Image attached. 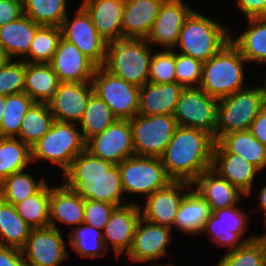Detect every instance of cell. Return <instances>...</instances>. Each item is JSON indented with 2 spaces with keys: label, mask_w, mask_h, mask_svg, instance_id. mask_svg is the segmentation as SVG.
<instances>
[{
  "label": "cell",
  "mask_w": 266,
  "mask_h": 266,
  "mask_svg": "<svg viewBox=\"0 0 266 266\" xmlns=\"http://www.w3.org/2000/svg\"><path fill=\"white\" fill-rule=\"evenodd\" d=\"M25 61L7 60L0 67V95L24 92Z\"/></svg>",
  "instance_id": "f6af8a7d"
},
{
  "label": "cell",
  "mask_w": 266,
  "mask_h": 266,
  "mask_svg": "<svg viewBox=\"0 0 266 266\" xmlns=\"http://www.w3.org/2000/svg\"><path fill=\"white\" fill-rule=\"evenodd\" d=\"M92 23L107 42L122 39V18L125 0H81Z\"/></svg>",
  "instance_id": "7402d4cb"
},
{
  "label": "cell",
  "mask_w": 266,
  "mask_h": 266,
  "mask_svg": "<svg viewBox=\"0 0 266 266\" xmlns=\"http://www.w3.org/2000/svg\"><path fill=\"white\" fill-rule=\"evenodd\" d=\"M231 32L228 26L194 9L184 21L174 51L206 62L230 42Z\"/></svg>",
  "instance_id": "277c9868"
},
{
  "label": "cell",
  "mask_w": 266,
  "mask_h": 266,
  "mask_svg": "<svg viewBox=\"0 0 266 266\" xmlns=\"http://www.w3.org/2000/svg\"><path fill=\"white\" fill-rule=\"evenodd\" d=\"M54 121L48 104L34 102L24 115L16 138L31 148L49 131Z\"/></svg>",
  "instance_id": "836d02e7"
},
{
  "label": "cell",
  "mask_w": 266,
  "mask_h": 266,
  "mask_svg": "<svg viewBox=\"0 0 266 266\" xmlns=\"http://www.w3.org/2000/svg\"><path fill=\"white\" fill-rule=\"evenodd\" d=\"M264 214V221H263V226L265 227V231H263L260 235L256 234L254 235V240L260 241V242H266V212H262Z\"/></svg>",
  "instance_id": "db71d44e"
},
{
  "label": "cell",
  "mask_w": 266,
  "mask_h": 266,
  "mask_svg": "<svg viewBox=\"0 0 266 266\" xmlns=\"http://www.w3.org/2000/svg\"><path fill=\"white\" fill-rule=\"evenodd\" d=\"M153 51L146 39L122 38L109 42L102 67L114 76L142 87L148 82Z\"/></svg>",
  "instance_id": "5b68a950"
},
{
  "label": "cell",
  "mask_w": 266,
  "mask_h": 266,
  "mask_svg": "<svg viewBox=\"0 0 266 266\" xmlns=\"http://www.w3.org/2000/svg\"><path fill=\"white\" fill-rule=\"evenodd\" d=\"M31 148L18 138L0 137V182L31 166Z\"/></svg>",
  "instance_id": "e575fe53"
},
{
  "label": "cell",
  "mask_w": 266,
  "mask_h": 266,
  "mask_svg": "<svg viewBox=\"0 0 266 266\" xmlns=\"http://www.w3.org/2000/svg\"><path fill=\"white\" fill-rule=\"evenodd\" d=\"M0 266H26L22 251L0 245Z\"/></svg>",
  "instance_id": "f907efd6"
},
{
  "label": "cell",
  "mask_w": 266,
  "mask_h": 266,
  "mask_svg": "<svg viewBox=\"0 0 266 266\" xmlns=\"http://www.w3.org/2000/svg\"><path fill=\"white\" fill-rule=\"evenodd\" d=\"M31 230L16 212L15 206L0 198V245L21 250Z\"/></svg>",
  "instance_id": "d6a6232c"
},
{
  "label": "cell",
  "mask_w": 266,
  "mask_h": 266,
  "mask_svg": "<svg viewBox=\"0 0 266 266\" xmlns=\"http://www.w3.org/2000/svg\"><path fill=\"white\" fill-rule=\"evenodd\" d=\"M94 93L118 119H131L138 114L139 87L116 77L102 66L96 67L91 80Z\"/></svg>",
  "instance_id": "8fae6325"
},
{
  "label": "cell",
  "mask_w": 266,
  "mask_h": 266,
  "mask_svg": "<svg viewBox=\"0 0 266 266\" xmlns=\"http://www.w3.org/2000/svg\"><path fill=\"white\" fill-rule=\"evenodd\" d=\"M34 101L24 92L6 96L5 112L0 124V137L16 138L29 107Z\"/></svg>",
  "instance_id": "b9f144b4"
},
{
  "label": "cell",
  "mask_w": 266,
  "mask_h": 266,
  "mask_svg": "<svg viewBox=\"0 0 266 266\" xmlns=\"http://www.w3.org/2000/svg\"><path fill=\"white\" fill-rule=\"evenodd\" d=\"M116 205L90 199L84 200L83 223L103 231Z\"/></svg>",
  "instance_id": "7dc6e473"
},
{
  "label": "cell",
  "mask_w": 266,
  "mask_h": 266,
  "mask_svg": "<svg viewBox=\"0 0 266 266\" xmlns=\"http://www.w3.org/2000/svg\"><path fill=\"white\" fill-rule=\"evenodd\" d=\"M50 64L59 82L72 83L91 81L97 67L73 43L63 37L59 40Z\"/></svg>",
  "instance_id": "44dd1931"
},
{
  "label": "cell",
  "mask_w": 266,
  "mask_h": 266,
  "mask_svg": "<svg viewBox=\"0 0 266 266\" xmlns=\"http://www.w3.org/2000/svg\"><path fill=\"white\" fill-rule=\"evenodd\" d=\"M129 121L135 155L156 158L162 156L178 126L173 115L137 114Z\"/></svg>",
  "instance_id": "9c48e42d"
},
{
  "label": "cell",
  "mask_w": 266,
  "mask_h": 266,
  "mask_svg": "<svg viewBox=\"0 0 266 266\" xmlns=\"http://www.w3.org/2000/svg\"><path fill=\"white\" fill-rule=\"evenodd\" d=\"M5 101H6V96L0 95V124L3 119V114L5 112Z\"/></svg>",
  "instance_id": "11a10c76"
},
{
  "label": "cell",
  "mask_w": 266,
  "mask_h": 266,
  "mask_svg": "<svg viewBox=\"0 0 266 266\" xmlns=\"http://www.w3.org/2000/svg\"><path fill=\"white\" fill-rule=\"evenodd\" d=\"M78 127L76 123L54 121L49 131L31 147L32 164L46 160L60 167L63 174L86 149V141Z\"/></svg>",
  "instance_id": "52a82bcc"
},
{
  "label": "cell",
  "mask_w": 266,
  "mask_h": 266,
  "mask_svg": "<svg viewBox=\"0 0 266 266\" xmlns=\"http://www.w3.org/2000/svg\"><path fill=\"white\" fill-rule=\"evenodd\" d=\"M118 166L125 195L138 194L147 198L173 181L160 158L133 155Z\"/></svg>",
  "instance_id": "ba28073f"
},
{
  "label": "cell",
  "mask_w": 266,
  "mask_h": 266,
  "mask_svg": "<svg viewBox=\"0 0 266 266\" xmlns=\"http://www.w3.org/2000/svg\"><path fill=\"white\" fill-rule=\"evenodd\" d=\"M41 25L27 15L0 26V48L8 60H22L30 50L31 42Z\"/></svg>",
  "instance_id": "83f0119b"
},
{
  "label": "cell",
  "mask_w": 266,
  "mask_h": 266,
  "mask_svg": "<svg viewBox=\"0 0 266 266\" xmlns=\"http://www.w3.org/2000/svg\"><path fill=\"white\" fill-rule=\"evenodd\" d=\"M54 227L32 228L21 249L26 266H61L69 259L65 239Z\"/></svg>",
  "instance_id": "5bb4252c"
},
{
  "label": "cell",
  "mask_w": 266,
  "mask_h": 266,
  "mask_svg": "<svg viewBox=\"0 0 266 266\" xmlns=\"http://www.w3.org/2000/svg\"><path fill=\"white\" fill-rule=\"evenodd\" d=\"M93 93L91 81L60 82L54 99L48 104L54 120L79 124Z\"/></svg>",
  "instance_id": "ffe728a7"
},
{
  "label": "cell",
  "mask_w": 266,
  "mask_h": 266,
  "mask_svg": "<svg viewBox=\"0 0 266 266\" xmlns=\"http://www.w3.org/2000/svg\"><path fill=\"white\" fill-rule=\"evenodd\" d=\"M46 179L37 182L26 169L15 172L0 182V198L10 204H17L38 193L46 184Z\"/></svg>",
  "instance_id": "d590c367"
},
{
  "label": "cell",
  "mask_w": 266,
  "mask_h": 266,
  "mask_svg": "<svg viewBox=\"0 0 266 266\" xmlns=\"http://www.w3.org/2000/svg\"><path fill=\"white\" fill-rule=\"evenodd\" d=\"M184 88L177 82L162 84L147 82L139 87L138 114L173 115Z\"/></svg>",
  "instance_id": "d4e9b609"
},
{
  "label": "cell",
  "mask_w": 266,
  "mask_h": 266,
  "mask_svg": "<svg viewBox=\"0 0 266 266\" xmlns=\"http://www.w3.org/2000/svg\"><path fill=\"white\" fill-rule=\"evenodd\" d=\"M84 221V199L64 183L50 187L49 226L61 231L59 223L73 228Z\"/></svg>",
  "instance_id": "603a6c76"
},
{
  "label": "cell",
  "mask_w": 266,
  "mask_h": 266,
  "mask_svg": "<svg viewBox=\"0 0 266 266\" xmlns=\"http://www.w3.org/2000/svg\"><path fill=\"white\" fill-rule=\"evenodd\" d=\"M117 119L109 106L93 93L88 100L84 115L78 126L84 140L87 141L92 136L103 132Z\"/></svg>",
  "instance_id": "74e56055"
},
{
  "label": "cell",
  "mask_w": 266,
  "mask_h": 266,
  "mask_svg": "<svg viewBox=\"0 0 266 266\" xmlns=\"http://www.w3.org/2000/svg\"><path fill=\"white\" fill-rule=\"evenodd\" d=\"M148 82L156 84L176 82L174 50L153 51Z\"/></svg>",
  "instance_id": "ee69618b"
},
{
  "label": "cell",
  "mask_w": 266,
  "mask_h": 266,
  "mask_svg": "<svg viewBox=\"0 0 266 266\" xmlns=\"http://www.w3.org/2000/svg\"><path fill=\"white\" fill-rule=\"evenodd\" d=\"M171 228L139 219L130 250L126 254L132 263H147L161 259L172 244ZM172 235V236H171Z\"/></svg>",
  "instance_id": "e0dca14e"
},
{
  "label": "cell",
  "mask_w": 266,
  "mask_h": 266,
  "mask_svg": "<svg viewBox=\"0 0 266 266\" xmlns=\"http://www.w3.org/2000/svg\"><path fill=\"white\" fill-rule=\"evenodd\" d=\"M140 218V203L134 201L118 206L112 212L102 233L106 249L111 251L110 247H112V252L117 259L130 250Z\"/></svg>",
  "instance_id": "d6986e66"
},
{
  "label": "cell",
  "mask_w": 266,
  "mask_h": 266,
  "mask_svg": "<svg viewBox=\"0 0 266 266\" xmlns=\"http://www.w3.org/2000/svg\"><path fill=\"white\" fill-rule=\"evenodd\" d=\"M246 22L248 23L244 32L236 37L231 33L230 41L250 65H266V17L248 18Z\"/></svg>",
  "instance_id": "1f68e13d"
},
{
  "label": "cell",
  "mask_w": 266,
  "mask_h": 266,
  "mask_svg": "<svg viewBox=\"0 0 266 266\" xmlns=\"http://www.w3.org/2000/svg\"><path fill=\"white\" fill-rule=\"evenodd\" d=\"M258 193V208L261 210V213L262 211L266 212V183L261 187V189H259Z\"/></svg>",
  "instance_id": "f5cc1de1"
},
{
  "label": "cell",
  "mask_w": 266,
  "mask_h": 266,
  "mask_svg": "<svg viewBox=\"0 0 266 266\" xmlns=\"http://www.w3.org/2000/svg\"><path fill=\"white\" fill-rule=\"evenodd\" d=\"M59 83L50 63L25 62L24 93L34 102L49 104Z\"/></svg>",
  "instance_id": "4dcf8cb0"
},
{
  "label": "cell",
  "mask_w": 266,
  "mask_h": 266,
  "mask_svg": "<svg viewBox=\"0 0 266 266\" xmlns=\"http://www.w3.org/2000/svg\"><path fill=\"white\" fill-rule=\"evenodd\" d=\"M86 150L92 155L118 165L135 155L130 121L117 119L103 132L86 141Z\"/></svg>",
  "instance_id": "9a60e30c"
},
{
  "label": "cell",
  "mask_w": 266,
  "mask_h": 266,
  "mask_svg": "<svg viewBox=\"0 0 266 266\" xmlns=\"http://www.w3.org/2000/svg\"><path fill=\"white\" fill-rule=\"evenodd\" d=\"M214 137L203 130L177 126L164 153L162 165L173 181L193 183L212 168Z\"/></svg>",
  "instance_id": "7a4b0ae2"
},
{
  "label": "cell",
  "mask_w": 266,
  "mask_h": 266,
  "mask_svg": "<svg viewBox=\"0 0 266 266\" xmlns=\"http://www.w3.org/2000/svg\"><path fill=\"white\" fill-rule=\"evenodd\" d=\"M192 187L208 203L211 212L239 205L240 199L247 198L243 192L231 185L212 168L204 171L192 183Z\"/></svg>",
  "instance_id": "cb8c5ba5"
},
{
  "label": "cell",
  "mask_w": 266,
  "mask_h": 266,
  "mask_svg": "<svg viewBox=\"0 0 266 266\" xmlns=\"http://www.w3.org/2000/svg\"><path fill=\"white\" fill-rule=\"evenodd\" d=\"M63 183L82 199L122 206L128 204L123 193L119 166L92 155L78 154L62 174ZM125 202V203H124Z\"/></svg>",
  "instance_id": "6da1fadb"
},
{
  "label": "cell",
  "mask_w": 266,
  "mask_h": 266,
  "mask_svg": "<svg viewBox=\"0 0 266 266\" xmlns=\"http://www.w3.org/2000/svg\"><path fill=\"white\" fill-rule=\"evenodd\" d=\"M266 79V78H265ZM266 104V80L263 85L246 87L218 100L214 139L250 129L260 109Z\"/></svg>",
  "instance_id": "8992f818"
},
{
  "label": "cell",
  "mask_w": 266,
  "mask_h": 266,
  "mask_svg": "<svg viewBox=\"0 0 266 266\" xmlns=\"http://www.w3.org/2000/svg\"><path fill=\"white\" fill-rule=\"evenodd\" d=\"M241 207L236 205L213 211L206 220L201 234L210 237V241L221 249L225 247L226 252L254 240L253 234L244 237L249 228L250 218Z\"/></svg>",
  "instance_id": "30bf717a"
},
{
  "label": "cell",
  "mask_w": 266,
  "mask_h": 266,
  "mask_svg": "<svg viewBox=\"0 0 266 266\" xmlns=\"http://www.w3.org/2000/svg\"><path fill=\"white\" fill-rule=\"evenodd\" d=\"M7 57L5 56L3 50L0 48V67L7 61Z\"/></svg>",
  "instance_id": "9f6ffc18"
},
{
  "label": "cell",
  "mask_w": 266,
  "mask_h": 266,
  "mask_svg": "<svg viewBox=\"0 0 266 266\" xmlns=\"http://www.w3.org/2000/svg\"><path fill=\"white\" fill-rule=\"evenodd\" d=\"M203 62L175 51L176 82L183 87H199Z\"/></svg>",
  "instance_id": "bcb514c9"
},
{
  "label": "cell",
  "mask_w": 266,
  "mask_h": 266,
  "mask_svg": "<svg viewBox=\"0 0 266 266\" xmlns=\"http://www.w3.org/2000/svg\"><path fill=\"white\" fill-rule=\"evenodd\" d=\"M208 203L192 187L181 201L174 220V228L183 235L199 236L211 214Z\"/></svg>",
  "instance_id": "f546056e"
},
{
  "label": "cell",
  "mask_w": 266,
  "mask_h": 266,
  "mask_svg": "<svg viewBox=\"0 0 266 266\" xmlns=\"http://www.w3.org/2000/svg\"><path fill=\"white\" fill-rule=\"evenodd\" d=\"M218 99L200 87L182 90L173 117L178 126L200 129L214 137Z\"/></svg>",
  "instance_id": "7c38bea8"
},
{
  "label": "cell",
  "mask_w": 266,
  "mask_h": 266,
  "mask_svg": "<svg viewBox=\"0 0 266 266\" xmlns=\"http://www.w3.org/2000/svg\"><path fill=\"white\" fill-rule=\"evenodd\" d=\"M10 2L16 3L20 5L21 7H25L27 0H9Z\"/></svg>",
  "instance_id": "6f0895ef"
},
{
  "label": "cell",
  "mask_w": 266,
  "mask_h": 266,
  "mask_svg": "<svg viewBox=\"0 0 266 266\" xmlns=\"http://www.w3.org/2000/svg\"><path fill=\"white\" fill-rule=\"evenodd\" d=\"M68 0H27L24 14L41 26L61 27L68 15Z\"/></svg>",
  "instance_id": "ab89813d"
},
{
  "label": "cell",
  "mask_w": 266,
  "mask_h": 266,
  "mask_svg": "<svg viewBox=\"0 0 266 266\" xmlns=\"http://www.w3.org/2000/svg\"><path fill=\"white\" fill-rule=\"evenodd\" d=\"M24 15V8L9 0H0V26L15 21Z\"/></svg>",
  "instance_id": "681fc988"
},
{
  "label": "cell",
  "mask_w": 266,
  "mask_h": 266,
  "mask_svg": "<svg viewBox=\"0 0 266 266\" xmlns=\"http://www.w3.org/2000/svg\"><path fill=\"white\" fill-rule=\"evenodd\" d=\"M61 37V27L41 26L31 42L29 53L22 60L29 63H51Z\"/></svg>",
  "instance_id": "60d3db41"
},
{
  "label": "cell",
  "mask_w": 266,
  "mask_h": 266,
  "mask_svg": "<svg viewBox=\"0 0 266 266\" xmlns=\"http://www.w3.org/2000/svg\"><path fill=\"white\" fill-rule=\"evenodd\" d=\"M212 169L246 197L254 193L253 184L260 171L241 156L233 153H213Z\"/></svg>",
  "instance_id": "4316f807"
},
{
  "label": "cell",
  "mask_w": 266,
  "mask_h": 266,
  "mask_svg": "<svg viewBox=\"0 0 266 266\" xmlns=\"http://www.w3.org/2000/svg\"><path fill=\"white\" fill-rule=\"evenodd\" d=\"M246 19L266 17V0H235Z\"/></svg>",
  "instance_id": "c3c4849f"
},
{
  "label": "cell",
  "mask_w": 266,
  "mask_h": 266,
  "mask_svg": "<svg viewBox=\"0 0 266 266\" xmlns=\"http://www.w3.org/2000/svg\"><path fill=\"white\" fill-rule=\"evenodd\" d=\"M16 212L31 228L49 226L50 185L48 183L36 194L14 205Z\"/></svg>",
  "instance_id": "f35d334b"
},
{
  "label": "cell",
  "mask_w": 266,
  "mask_h": 266,
  "mask_svg": "<svg viewBox=\"0 0 266 266\" xmlns=\"http://www.w3.org/2000/svg\"><path fill=\"white\" fill-rule=\"evenodd\" d=\"M247 60L230 41L219 52L203 62L199 87L218 100L246 88ZM246 84V85H245Z\"/></svg>",
  "instance_id": "3957f363"
},
{
  "label": "cell",
  "mask_w": 266,
  "mask_h": 266,
  "mask_svg": "<svg viewBox=\"0 0 266 266\" xmlns=\"http://www.w3.org/2000/svg\"><path fill=\"white\" fill-rule=\"evenodd\" d=\"M69 241L76 254L82 258L96 259L104 256L109 251L106 249L101 230L82 223L68 232Z\"/></svg>",
  "instance_id": "8d00e7d4"
},
{
  "label": "cell",
  "mask_w": 266,
  "mask_h": 266,
  "mask_svg": "<svg viewBox=\"0 0 266 266\" xmlns=\"http://www.w3.org/2000/svg\"><path fill=\"white\" fill-rule=\"evenodd\" d=\"M191 188L190 182L172 181L156 190L146 198L144 206L140 205L141 217L150 223L173 229L181 201Z\"/></svg>",
  "instance_id": "2e32d148"
},
{
  "label": "cell",
  "mask_w": 266,
  "mask_h": 266,
  "mask_svg": "<svg viewBox=\"0 0 266 266\" xmlns=\"http://www.w3.org/2000/svg\"><path fill=\"white\" fill-rule=\"evenodd\" d=\"M249 130L261 144L266 146V104L260 109Z\"/></svg>",
  "instance_id": "816d5d0a"
},
{
  "label": "cell",
  "mask_w": 266,
  "mask_h": 266,
  "mask_svg": "<svg viewBox=\"0 0 266 266\" xmlns=\"http://www.w3.org/2000/svg\"><path fill=\"white\" fill-rule=\"evenodd\" d=\"M148 266H174V265L172 263L165 264V265L164 264L162 265V263H161V265L154 263V264H151V265H148Z\"/></svg>",
  "instance_id": "680465c9"
},
{
  "label": "cell",
  "mask_w": 266,
  "mask_h": 266,
  "mask_svg": "<svg viewBox=\"0 0 266 266\" xmlns=\"http://www.w3.org/2000/svg\"><path fill=\"white\" fill-rule=\"evenodd\" d=\"M61 31L62 37L73 43L97 67L103 66L107 42L97 32L89 14L81 5L75 10L74 17H70L68 13Z\"/></svg>",
  "instance_id": "4fadbf2b"
},
{
  "label": "cell",
  "mask_w": 266,
  "mask_h": 266,
  "mask_svg": "<svg viewBox=\"0 0 266 266\" xmlns=\"http://www.w3.org/2000/svg\"><path fill=\"white\" fill-rule=\"evenodd\" d=\"M216 266H266V243L256 240L224 253Z\"/></svg>",
  "instance_id": "7bdbcfd3"
},
{
  "label": "cell",
  "mask_w": 266,
  "mask_h": 266,
  "mask_svg": "<svg viewBox=\"0 0 266 266\" xmlns=\"http://www.w3.org/2000/svg\"><path fill=\"white\" fill-rule=\"evenodd\" d=\"M164 0H125L122 38L146 39Z\"/></svg>",
  "instance_id": "484cf974"
},
{
  "label": "cell",
  "mask_w": 266,
  "mask_h": 266,
  "mask_svg": "<svg viewBox=\"0 0 266 266\" xmlns=\"http://www.w3.org/2000/svg\"><path fill=\"white\" fill-rule=\"evenodd\" d=\"M213 153H233L253 164L260 172L266 168V146L250 132L242 130L222 135L214 145Z\"/></svg>",
  "instance_id": "f1b7e54d"
},
{
  "label": "cell",
  "mask_w": 266,
  "mask_h": 266,
  "mask_svg": "<svg viewBox=\"0 0 266 266\" xmlns=\"http://www.w3.org/2000/svg\"><path fill=\"white\" fill-rule=\"evenodd\" d=\"M193 10L183 0H164L146 38L148 43L153 48L174 50L184 21Z\"/></svg>",
  "instance_id": "ac0fdd59"
}]
</instances>
